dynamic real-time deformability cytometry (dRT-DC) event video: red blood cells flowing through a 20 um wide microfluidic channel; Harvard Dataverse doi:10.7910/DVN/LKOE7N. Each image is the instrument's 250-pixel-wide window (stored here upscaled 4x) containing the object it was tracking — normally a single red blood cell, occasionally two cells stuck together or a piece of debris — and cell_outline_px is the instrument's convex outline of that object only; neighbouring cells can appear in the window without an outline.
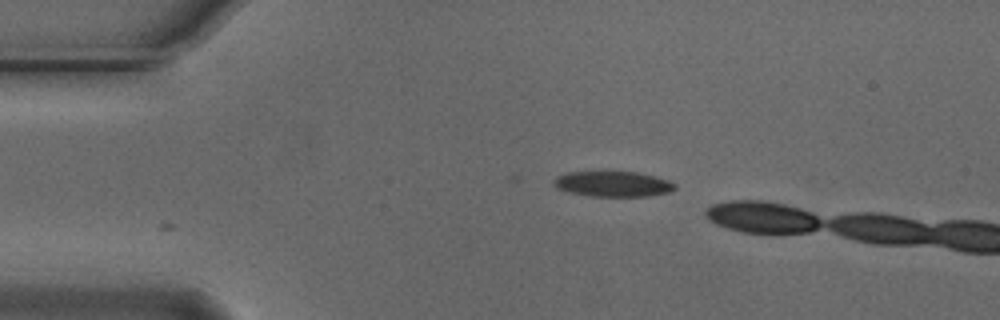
{"species": "Egyptian fruit bat (a non-hibernating species)", "species_latin": "Rousettus aegyptiacus", "temperature_condition": "cold", "stored_images_in_passage": 3, "camera_frame_rate_fps": 3000, "um_per_image_px": 0.085, "animal": {"sex": "male"}, "frame": {"image": 1, "passage_image": 1, "time_ms": 0.0, "image_size_px": [1000, 320], "cell_outline_px": [[676, 188], [672, 192], [648, 196], [588, 196], [568, 192], [556, 188], [552, 184], [552, 180], [556, 176], [568, 172], [636, 172], [668, 180], [676, 184]], "centroid_in_image_um": [52.07, 15.65], "position_along_channel_um": 32.9, "area_um2": 18.03}}